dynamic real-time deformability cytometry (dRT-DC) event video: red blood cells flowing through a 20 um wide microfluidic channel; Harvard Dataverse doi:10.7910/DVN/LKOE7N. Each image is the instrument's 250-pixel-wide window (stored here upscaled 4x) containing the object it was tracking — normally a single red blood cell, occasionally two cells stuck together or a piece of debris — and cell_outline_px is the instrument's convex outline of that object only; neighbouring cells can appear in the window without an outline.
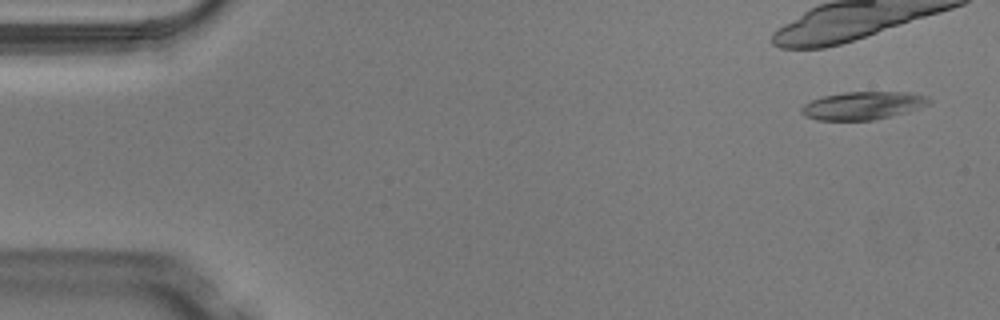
{"species": "Egyptian fruit bat (a non-hibernating species)", "species_latin": "Rousettus aegyptiacus", "temperature_condition": "warm", "stored_images_in_passage": 5, "camera_frame_rate_fps": 3000, "um_per_image_px": 0.085, "animal": {"sex": "male"}, "frame": {"image": 1, "passage_image": 1, "time_ms": 0.0, "image_size_px": [1000, 320], "cell_outline_px": [[932, 100], [928, 104], [920, 108], [908, 112], [872, 120], [816, 120], [804, 116], [800, 112], [800, 108], [804, 104], [812, 100], [824, 96], [844, 92], [908, 92], [928, 96]], "centroid_in_image_um": [73.35, 8.97], "position_along_channel_um": 11.7, "area_um2": 20.87}}